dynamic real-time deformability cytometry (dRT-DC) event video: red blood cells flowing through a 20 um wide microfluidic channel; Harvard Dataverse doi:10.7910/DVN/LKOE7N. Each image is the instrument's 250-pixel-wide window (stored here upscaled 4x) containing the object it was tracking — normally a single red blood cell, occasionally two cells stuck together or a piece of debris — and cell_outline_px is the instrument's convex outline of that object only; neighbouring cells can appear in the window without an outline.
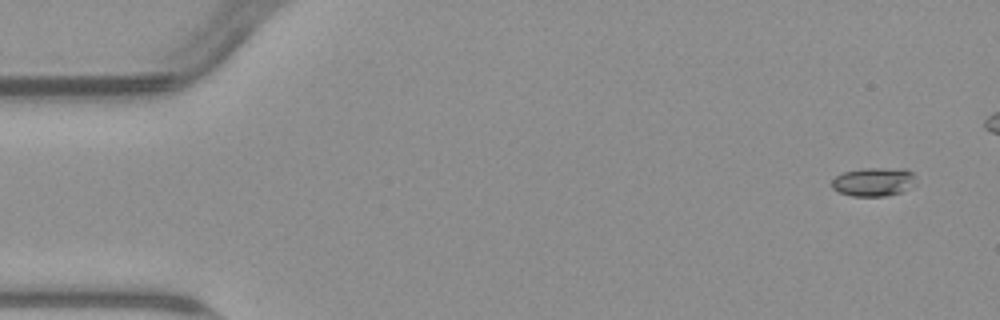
{"species": "common noctule bat (a hibernating species)", "species_latin": "Nyctalus noctula", "temperature_condition": "warm", "stored_images_in_passage": 7, "camera_frame_rate_fps": 3000, "um_per_image_px": 0.085, "animal": {"sex": "male", "body_mass_g": 23.1, "forearm_length_mm": 52.7}, "frame": {"image": 1, "passage_image": 1, "time_ms": 0.0, "image_size_px": [1000, 320], "cell_outline_px": [[916, 184], [900, 192], [884, 196], [852, 196], [840, 192], [832, 188], [832, 180], [840, 172], [864, 168], [904, 168], [912, 172], [916, 176]], "centroid_in_image_um": [74.27, 15.44], "position_along_channel_um": 10.7, "area_um2": 14.22}}
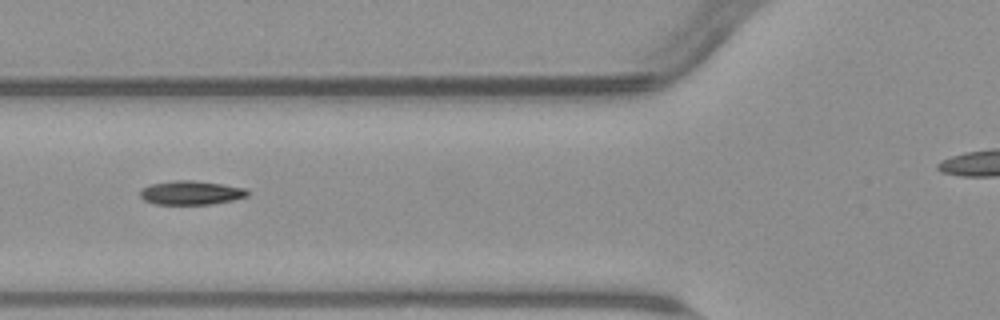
{"frame": {"image": 2, "passage_image": 6, "time_ms": 6.0, "image_size_px": [1000, 320], "cell_outline_px": [[248, 196], [232, 200], [208, 204], [156, 204], [144, 200], [140, 196], [140, 188], [152, 184], [172, 180], [192, 180], [224, 184], [248, 188]], "centroid_in_image_um": [16.24, 16.37], "position_along_channel_um": 109.6, "area_um2": 15.03}}
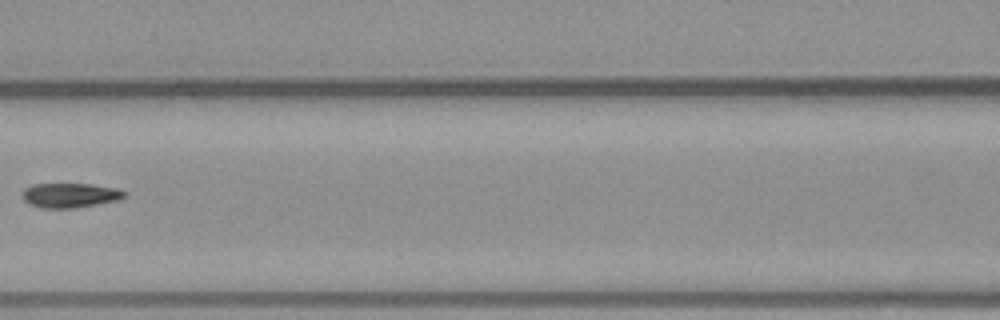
{"frame": {"image": 3, "passage_image": 7, "time_ms": 7.333, "image_size_px": [1000, 320], "cell_outline_px": [[128, 192], [124, 196], [116, 200], [76, 208], [40, 208], [24, 200], [20, 196], [24, 188], [32, 184], [92, 184], [116, 188]], "centroid_in_image_um": [5.91, 16.59], "position_along_channel_um": 160.7, "area_um2": 14.62}}